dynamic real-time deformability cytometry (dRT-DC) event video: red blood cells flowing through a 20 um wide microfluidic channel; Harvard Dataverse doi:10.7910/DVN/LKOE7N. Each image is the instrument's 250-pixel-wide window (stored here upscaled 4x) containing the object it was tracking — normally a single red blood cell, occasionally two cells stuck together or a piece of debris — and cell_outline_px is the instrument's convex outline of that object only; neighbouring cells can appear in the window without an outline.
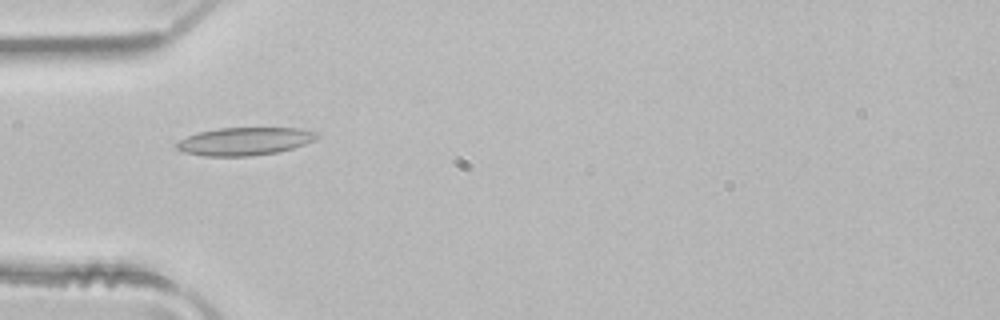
{"species": "common noctule bat (a hibernating species)", "species_latin": "Nyctalus noctula", "temperature_condition": "room temperature", "stored_images_in_passage": 4, "camera_frame_rate_fps": 3000, "um_per_image_px": 0.085, "animal": {"sex": "male", "body_mass_g": 21.5, "forearm_length_mm": 52.0}, "frame": {"image": 1, "passage_image": 3, "time_ms": 0.667, "image_size_px": [1000, 320], "cell_outline_px": [[320, 136], [316, 140], [292, 148], [276, 152], [248, 156], [204, 156], [184, 152], [176, 148], [176, 144], [180, 140], [196, 132], [220, 128], [300, 128], [316, 132]], "centroid_in_image_um": [20.8, 12.0], "position_along_channel_um": 64.2, "area_um2": 22.72}}
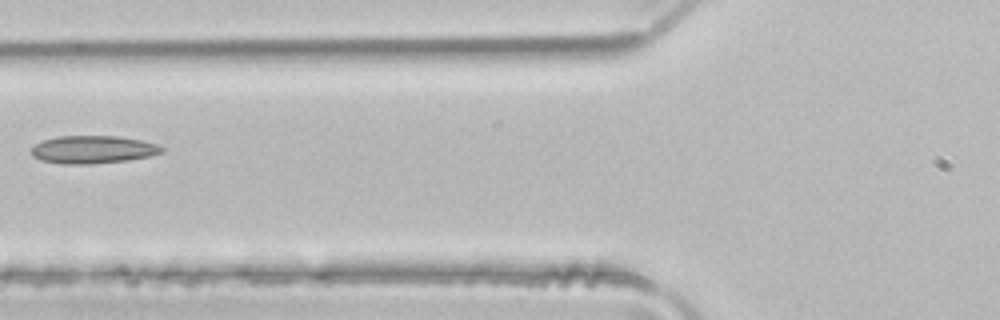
{"frame": {"image": 2, "passage_image": 4, "time_ms": 1.0, "image_size_px": [1000, 320], "cell_outline_px": [[164, 152], [148, 156], [128, 160], [92, 164], [64, 164], [40, 160], [32, 156], [32, 148], [36, 144], [44, 140], [56, 136], [116, 136], [140, 140], [156, 144], [164, 148]], "centroid_in_image_um": [7.89, 12.71], "position_along_channel_um": 117.9, "area_um2": 21.04}}